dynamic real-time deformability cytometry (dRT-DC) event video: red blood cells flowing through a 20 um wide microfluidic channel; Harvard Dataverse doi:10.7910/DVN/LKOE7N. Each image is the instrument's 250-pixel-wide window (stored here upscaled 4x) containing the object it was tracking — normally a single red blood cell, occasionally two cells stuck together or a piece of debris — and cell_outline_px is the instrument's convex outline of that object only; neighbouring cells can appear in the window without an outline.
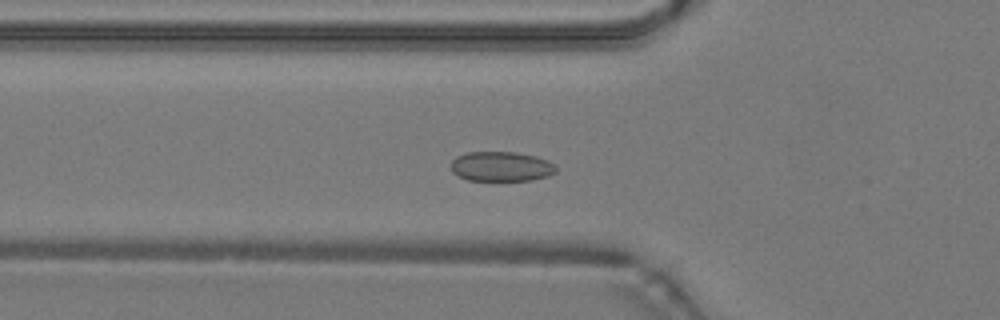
{"species": "common noctule bat (a hibernating species)", "species_latin": "Nyctalus noctula", "temperature_condition": "warm", "stored_images_in_passage": 20, "camera_frame_rate_fps": 3000, "um_per_image_px": 0.085, "animal": {"sex": "male", "body_mass_g": 19.2, "forearm_length_mm": 51.8}, "frame": {"image": 1, "passage_image": 7, "time_ms": 2.0, "image_size_px": [1000, 320], "cell_outline_px": [[556, 172], [548, 176], [532, 180], [468, 180], [452, 172], [452, 160], [456, 156], [468, 152], [516, 152], [536, 156], [548, 160], [556, 164]], "centroid_in_image_um": [42.64, 14.14], "position_along_channel_um": 83.2, "area_um2": 18.26}}
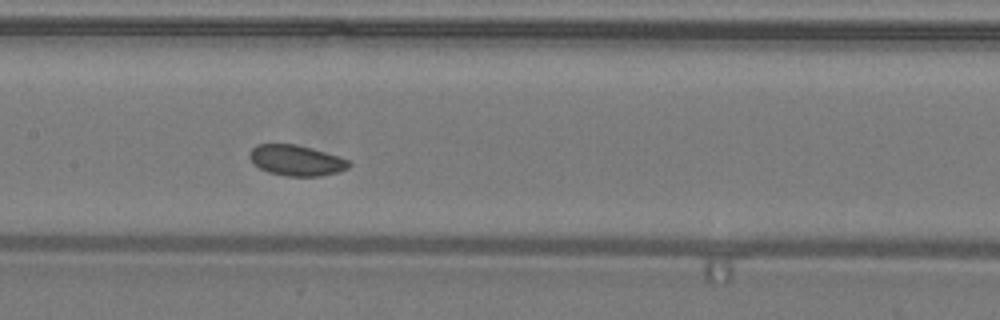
{"frame": {"image": 2, "passage_image": 14, "time_ms": 4.333, "image_size_px": [1000, 320], "cell_outline_px": [[352, 164], [348, 168], [340, 172], [320, 176], [284, 176], [268, 172], [260, 168], [248, 156], [248, 152], [256, 144], [296, 144], [312, 148], [348, 160]], "centroid_in_image_um": [25.18, 13.63], "position_along_channel_um": 182.2, "area_um2": 17.74}}
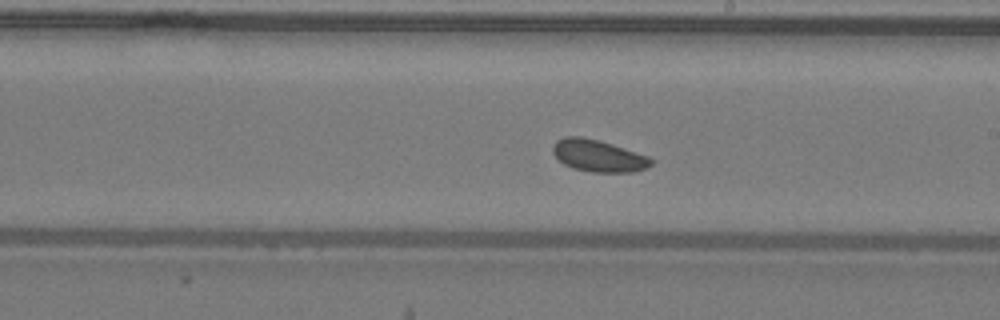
{"frame": {"image": 3, "passage_image": 18, "time_ms": 5.667, "image_size_px": [1000, 320], "cell_outline_px": [[652, 164], [648, 168], [632, 172], [592, 172], [572, 168], [564, 164], [552, 152], [552, 148], [556, 140], [564, 136], [580, 136], [600, 140], [648, 156], [652, 160]], "centroid_in_image_um": [50.84, 13.24], "position_along_channel_um": 238.2, "area_um2": 18.32}}